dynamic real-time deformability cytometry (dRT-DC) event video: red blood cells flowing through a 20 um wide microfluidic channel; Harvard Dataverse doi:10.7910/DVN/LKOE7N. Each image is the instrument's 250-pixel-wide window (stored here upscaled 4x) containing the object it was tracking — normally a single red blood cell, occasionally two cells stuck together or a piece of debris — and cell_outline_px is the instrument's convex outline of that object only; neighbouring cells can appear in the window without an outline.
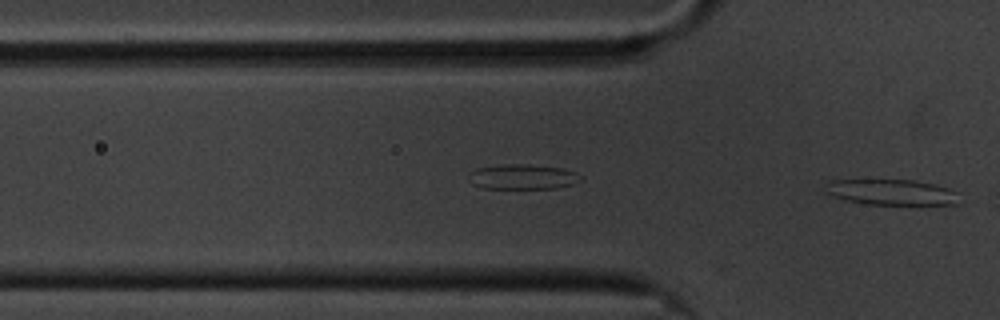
{"species": "common noctule bat (a hibernating species)", "species_latin": "Nyctalus noctula", "temperature_condition": "cold", "stored_images_in_passage": 5, "camera_frame_rate_fps": 3000, "um_per_image_px": 0.085, "animal": {"sex": "male", "body_mass_g": 20.1, "forearm_length_mm": 53.5}, "frame": {"image": 1, "passage_image": 5, "time_ms": 1.333, "image_size_px": [1000, 320], "cell_outline_px": [[956, 204], [916, 208], [868, 204], [848, 200], [824, 192], [828, 180], [912, 180], [932, 184], [948, 188], [956, 192]], "centroid_in_image_um": [75.84, 16.39], "position_along_channel_um": 50.0, "area_um2": 20.75}}